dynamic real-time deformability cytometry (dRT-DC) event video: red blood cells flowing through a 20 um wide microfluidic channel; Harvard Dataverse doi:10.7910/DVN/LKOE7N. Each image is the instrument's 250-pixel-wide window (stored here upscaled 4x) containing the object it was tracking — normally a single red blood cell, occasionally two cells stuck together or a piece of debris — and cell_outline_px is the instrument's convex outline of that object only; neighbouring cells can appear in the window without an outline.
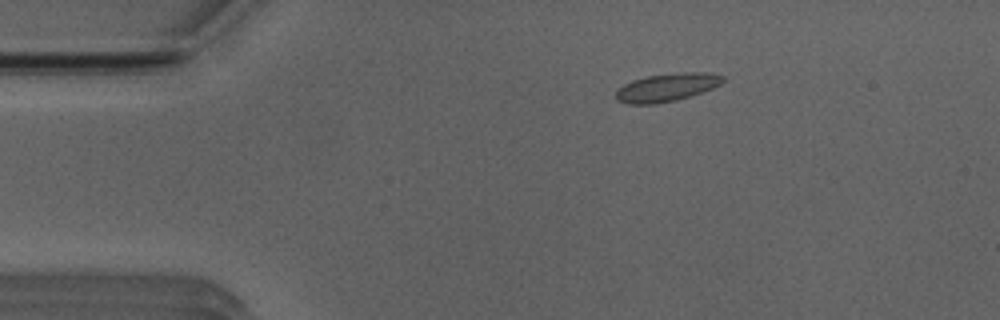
{"species": "Egyptian fruit bat (a non-hibernating species)", "species_latin": "Rousettus aegyptiacus", "temperature_condition": "room temperature", "stored_images_in_passage": 15, "camera_frame_rate_fps": 3000, "um_per_image_px": 0.085, "animal": {"sex": "male"}, "frame": {"image": 1, "passage_image": 9, "time_ms": 2.667, "image_size_px": [1000, 320], "cell_outline_px": [[724, 80], [720, 84], [712, 88], [676, 100], [656, 104], [628, 104], [616, 100], [616, 88], [632, 80], [648, 76], [684, 72], [704, 72], [724, 76]], "centroid_in_image_um": [56.63, 7.43], "position_along_channel_um": 28.4, "area_um2": 17.34}}